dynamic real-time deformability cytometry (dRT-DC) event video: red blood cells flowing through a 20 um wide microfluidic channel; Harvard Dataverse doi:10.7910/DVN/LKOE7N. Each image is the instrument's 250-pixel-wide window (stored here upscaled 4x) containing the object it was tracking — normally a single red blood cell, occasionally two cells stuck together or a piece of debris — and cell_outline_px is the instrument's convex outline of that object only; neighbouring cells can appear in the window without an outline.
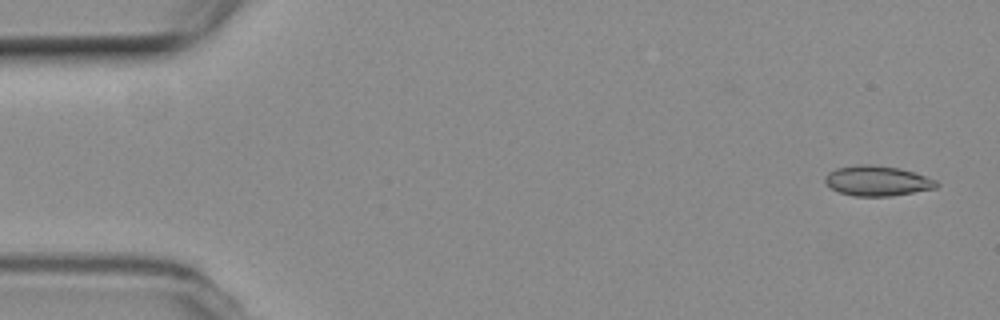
{"species": "common noctule bat (a hibernating species)", "species_latin": "Nyctalus noctula", "temperature_condition": "room temperature", "stored_images_in_passage": 54, "camera_frame_rate_fps": 3000, "um_per_image_px": 0.085, "animal": {"sex": "female", "body_mass_g": 19.3, "forearm_length_mm": 54.1}, "frame": {"image": 1, "passage_image": 2, "time_ms": 0.333, "image_size_px": [1000, 320], "cell_outline_px": [[940, 184], [936, 188], [892, 196], [852, 196], [840, 192], [824, 184], [824, 176], [828, 172], [836, 168], [856, 164], [872, 164], [900, 168], [936, 180]], "centroid_in_image_um": [74.53, 15.36], "position_along_channel_um": 10.5, "area_um2": 19.71}}
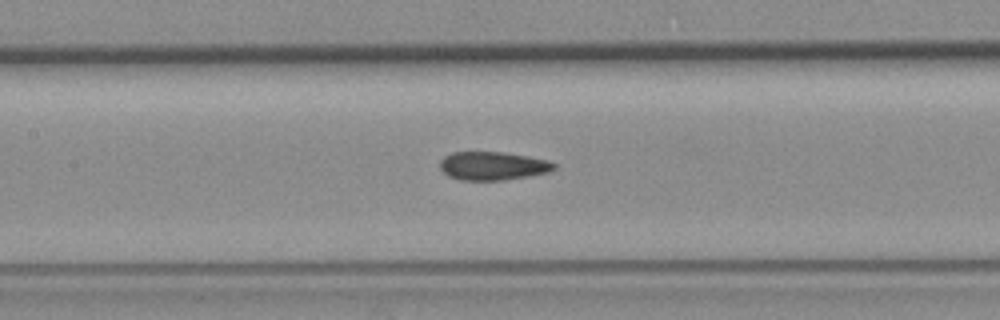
{"frame": {"image": 2, "passage_image": 24, "time_ms": 7.667, "image_size_px": [1000, 320], "cell_outline_px": [[556, 168], [552, 172], [504, 180], [460, 180], [448, 176], [440, 168], [440, 160], [444, 156], [452, 152], [500, 152], [528, 156], [548, 160], [556, 164]], "centroid_in_image_um": [41.9, 14.1], "position_along_channel_um": 165.5, "area_um2": 19.02}}
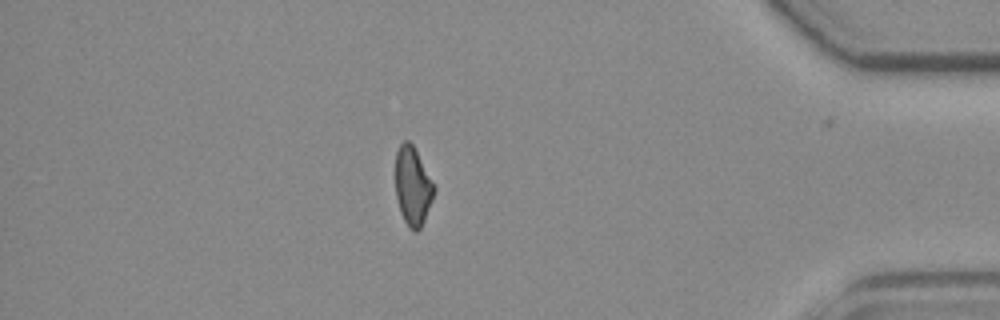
{"frame": {"image": 3, "passage_image": 46, "time_ms": 15.0, "image_size_px": [1000, 320], "cell_outline_px": [[436, 188], [432, 200], [424, 220], [420, 228], [416, 232], [412, 232], [408, 228], [400, 212], [396, 196], [396, 152], [400, 144], [404, 140], [408, 140], [412, 144]], "centroid_in_image_um": [35.07, 15.85], "position_along_channel_um": 400.1, "area_um2": 17.51}, "authors_computed_cell_mechanics": {"area_um2": 19.1896, "velocity_mm_per_s": 3.7901, "shape_relaxation_time_tau1_ms": null, "shape_relaxation_time_tau2_ms": 2.8897, "deformation_change_tau1": null, "deformation_change_tau2": 0.0703}}